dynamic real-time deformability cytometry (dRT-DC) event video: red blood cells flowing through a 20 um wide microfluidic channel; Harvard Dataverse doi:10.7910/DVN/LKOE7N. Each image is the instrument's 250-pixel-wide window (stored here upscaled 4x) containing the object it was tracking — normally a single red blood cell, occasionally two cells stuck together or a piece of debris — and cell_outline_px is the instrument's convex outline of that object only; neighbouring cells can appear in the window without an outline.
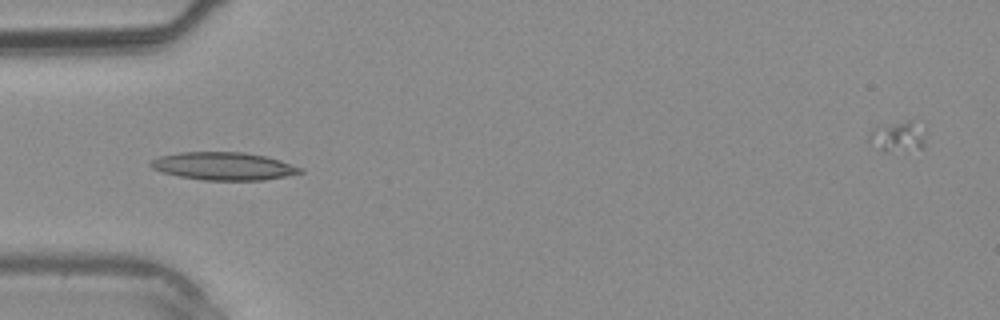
{"species": "common noctule bat (a hibernating species)", "species_latin": "Nyctalus noctula", "temperature_condition": "warm", "stored_images_in_passage": 4, "camera_frame_rate_fps": 3000, "um_per_image_px": 0.085, "animal": {"sex": "male", "body_mass_g": 20.4}, "frame": {"image": 1, "passage_image": 4, "time_ms": 3.667, "image_size_px": [1000, 320], "cell_outline_px": [[304, 172], [264, 180], [204, 180], [180, 176], [164, 172], [152, 168], [148, 164], [152, 160], [160, 156], [180, 152], [244, 152], [264, 156], [280, 160], [304, 168]], "centroid_in_image_um": [19.03, 14.12], "position_along_channel_um": 66.0, "area_um2": 24.1}}